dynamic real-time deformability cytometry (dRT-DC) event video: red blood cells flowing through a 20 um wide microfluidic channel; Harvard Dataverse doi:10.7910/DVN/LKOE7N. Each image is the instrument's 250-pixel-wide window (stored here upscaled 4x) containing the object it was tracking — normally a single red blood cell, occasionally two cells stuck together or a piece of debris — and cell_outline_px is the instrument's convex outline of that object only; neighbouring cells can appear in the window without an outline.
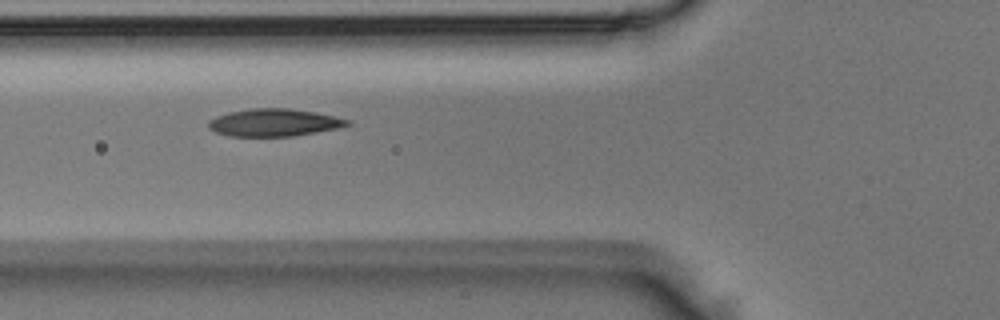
{"species": "Egyptian fruit bat (a non-hibernating species)", "species_latin": "Rousettus aegyptiacus", "temperature_condition": "room temperature", "stored_images_in_passage": 8, "camera_frame_rate_fps": 3000, "um_per_image_px": 0.085, "animal": {"sex": "male"}, "frame": {"image": 1, "passage_image": 4, "time_ms": 1.0, "image_size_px": [1000, 320], "cell_outline_px": [[352, 124], [336, 128], [316, 132], [292, 136], [228, 136], [216, 132], [208, 128], [208, 120], [216, 116], [228, 112], [252, 108], [288, 108], [316, 112], [352, 120]], "centroid_in_image_um": [23.29, 10.41], "position_along_channel_um": 102.5, "area_um2": 22.31}}
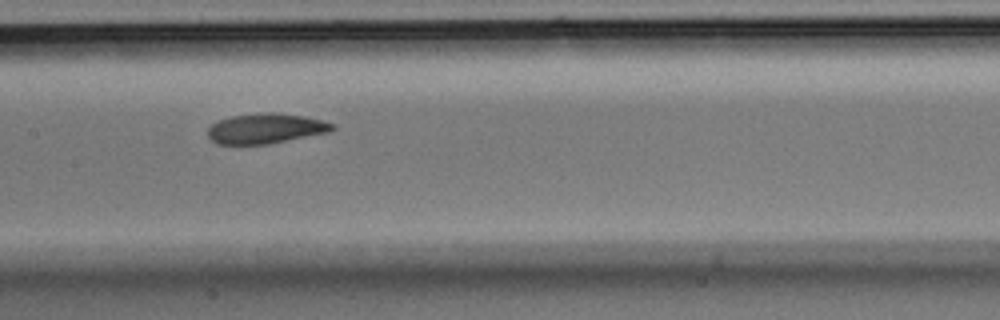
{"frame": {"image": 2, "passage_image": 6, "time_ms": 1.667, "image_size_px": [1000, 320], "cell_outline_px": [[336, 128], [328, 132], [268, 144], [216, 144], [208, 136], [208, 128], [212, 124], [220, 120], [232, 116], [268, 112], [272, 112], [304, 116], [336, 124]], "centroid_in_image_um": [22.59, 10.92], "position_along_channel_um": 184.8, "area_um2": 21.62}}
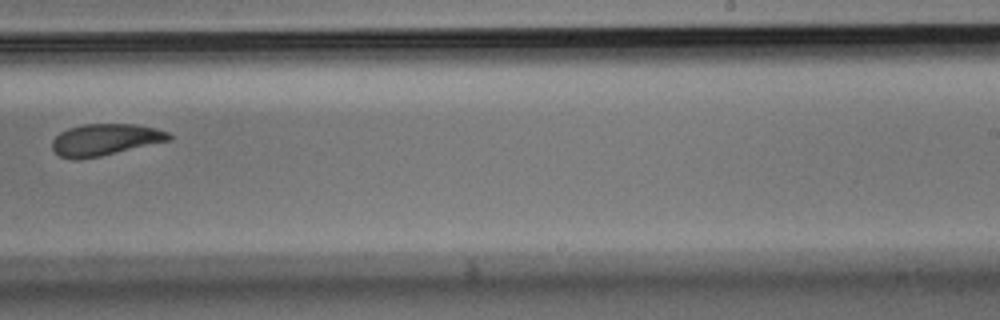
{"frame": {"image": 3, "passage_image": 8, "time_ms": 2.333, "image_size_px": [1000, 320], "cell_outline_px": [[172, 140], [100, 156], [76, 160], [60, 156], [52, 148], [52, 140], [60, 132], [68, 128], [84, 124], [136, 124], [168, 132], [172, 136]], "centroid_in_image_um": [8.93, 11.87], "position_along_channel_um": 280.1, "area_um2": 21.44}}